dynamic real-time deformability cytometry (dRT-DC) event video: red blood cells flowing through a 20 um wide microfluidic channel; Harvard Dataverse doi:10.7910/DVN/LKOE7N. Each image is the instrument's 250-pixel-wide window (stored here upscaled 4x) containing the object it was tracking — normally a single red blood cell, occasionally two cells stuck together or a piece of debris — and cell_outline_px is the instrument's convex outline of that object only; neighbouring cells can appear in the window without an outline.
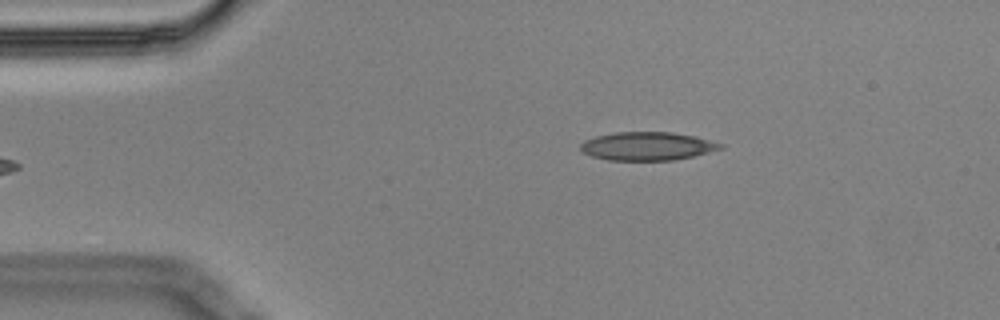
{"species": "Egyptian fruit bat (a non-hibernating species)", "species_latin": "Rousettus aegyptiacus", "temperature_condition": "cold", "stored_images_in_passage": 4, "camera_frame_rate_fps": 3000, "um_per_image_px": 0.085, "animal": {"sex": "male"}, "frame": {"image": 1, "passage_image": 4, "time_ms": 1.0, "image_size_px": [1000, 320], "cell_outline_px": [[724, 148], [676, 160], [608, 160], [592, 156], [584, 152], [580, 148], [580, 144], [584, 140], [596, 136], [616, 132], [672, 132], [696, 136], [724, 144]], "centroid_in_image_um": [55.04, 12.42], "position_along_channel_um": 30.0, "area_um2": 23.12}}